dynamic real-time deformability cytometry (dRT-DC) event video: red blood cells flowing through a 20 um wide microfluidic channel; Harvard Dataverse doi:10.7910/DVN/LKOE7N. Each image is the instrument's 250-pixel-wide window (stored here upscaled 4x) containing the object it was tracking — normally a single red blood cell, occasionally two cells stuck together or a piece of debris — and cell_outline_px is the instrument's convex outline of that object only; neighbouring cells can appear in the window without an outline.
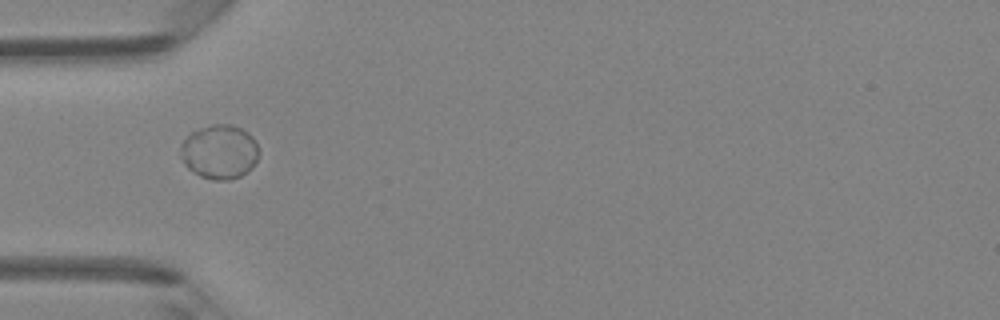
{"species": "Egyptian fruit bat (a non-hibernating species)", "species_latin": "Rousettus aegyptiacus", "temperature_condition": "room temperature", "stored_images_in_passage": 2, "camera_frame_rate_fps": 3000, "um_per_image_px": 0.085, "animal": {"sex": "female"}, "frame": {"image": 1, "passage_image": 1, "time_ms": 0.0, "image_size_px": [1000, 320], "cell_outline_px": [[260, 152], [252, 168], [240, 176], [228, 180], [212, 180], [200, 176], [188, 168], [184, 164], [180, 148], [180, 144], [192, 132], [200, 128], [212, 124], [232, 124], [248, 132], [252, 136]], "centroid_in_image_um": [18.67, 12.9], "position_along_channel_um": 66.3, "area_um2": 24.74}}
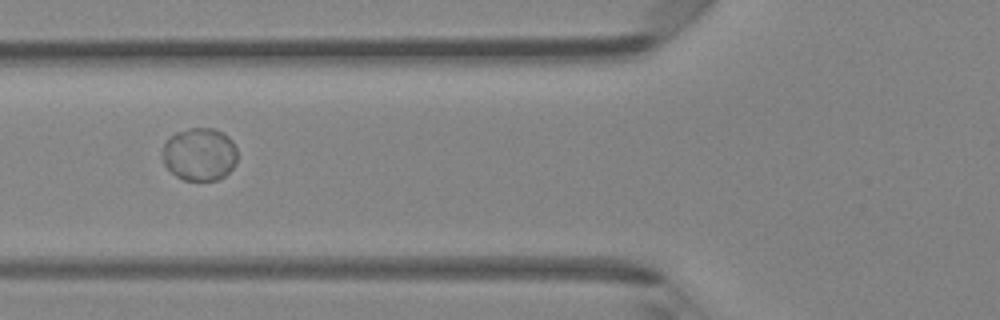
{"frame": {"image": 2, "passage_image": 2, "time_ms": 0.333, "image_size_px": [1000, 320], "cell_outline_px": [[236, 164], [224, 176], [216, 180], [184, 180], [176, 176], [164, 164], [164, 144], [176, 132], [188, 128], [212, 128], [228, 136], [232, 140], [236, 148]], "centroid_in_image_um": [16.98, 13.11], "position_along_channel_um": 108.8, "area_um2": 22.83}}